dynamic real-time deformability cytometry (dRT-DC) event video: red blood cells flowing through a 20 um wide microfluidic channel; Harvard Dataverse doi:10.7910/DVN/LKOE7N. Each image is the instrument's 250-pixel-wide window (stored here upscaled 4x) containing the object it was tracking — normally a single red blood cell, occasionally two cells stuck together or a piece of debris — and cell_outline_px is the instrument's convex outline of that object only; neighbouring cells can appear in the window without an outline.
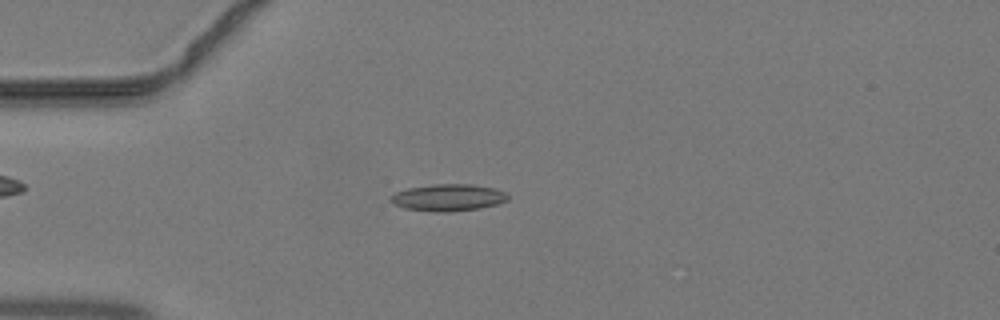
{"species": "common noctule bat (a hibernating species)", "species_latin": "Nyctalus noctula", "temperature_condition": "warm", "stored_images_in_passage": 39, "camera_frame_rate_fps": 3000, "um_per_image_px": 0.085, "animal": {"sex": "male", "body_mass_g": 19.2, "forearm_length_mm": 51.8}, "frame": {"image": 1, "passage_image": 7, "time_ms": 2.0, "image_size_px": [1000, 320], "cell_outline_px": [[508, 200], [496, 204], [480, 208], [448, 212], [436, 212], [400, 208], [388, 200], [388, 196], [396, 192], [408, 188], [432, 184], [472, 184], [496, 188], [504, 192], [508, 196]], "centroid_in_image_um": [38.04, 16.79], "position_along_channel_um": 47.0, "area_um2": 18.61}}
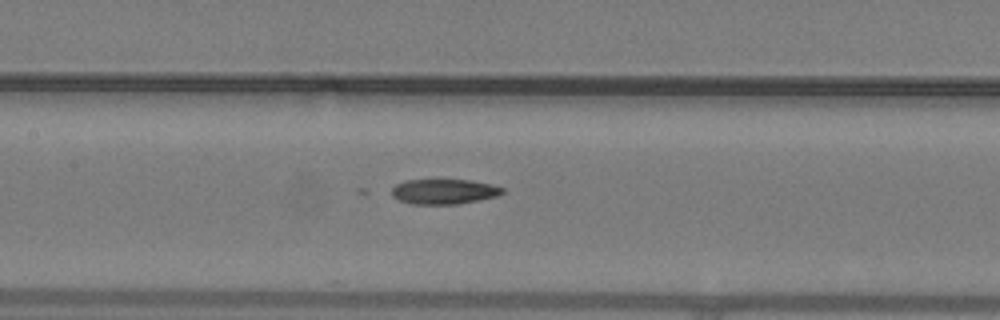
{"frame": {"image": 2, "passage_image": 16, "time_ms": 5.0, "image_size_px": [1000, 320], "cell_outline_px": [[504, 192], [496, 196], [456, 204], [412, 204], [400, 200], [392, 196], [392, 188], [396, 184], [404, 180], [468, 180], [492, 184], [504, 188]], "centroid_in_image_um": [37.72, 16.27], "position_along_channel_um": 169.7, "area_um2": 16.01}}
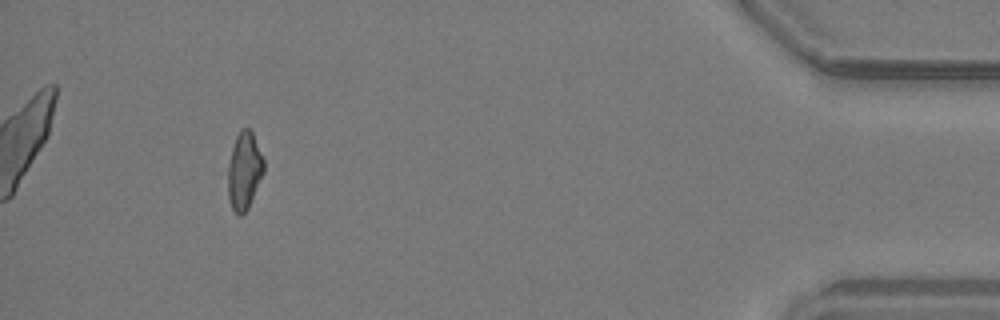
{"frame": {"image": 3, "passage_image": 36, "time_ms": 11.667, "image_size_px": [1000, 320], "cell_outline_px": [[264, 172], [248, 208], [240, 216], [236, 216], [232, 208], [228, 196], [228, 164], [232, 148], [236, 136], [240, 128], [248, 128], [252, 132], [264, 160]], "centroid_in_image_um": [20.75, 14.52], "position_along_channel_um": 414.4, "area_um2": 16.18}}